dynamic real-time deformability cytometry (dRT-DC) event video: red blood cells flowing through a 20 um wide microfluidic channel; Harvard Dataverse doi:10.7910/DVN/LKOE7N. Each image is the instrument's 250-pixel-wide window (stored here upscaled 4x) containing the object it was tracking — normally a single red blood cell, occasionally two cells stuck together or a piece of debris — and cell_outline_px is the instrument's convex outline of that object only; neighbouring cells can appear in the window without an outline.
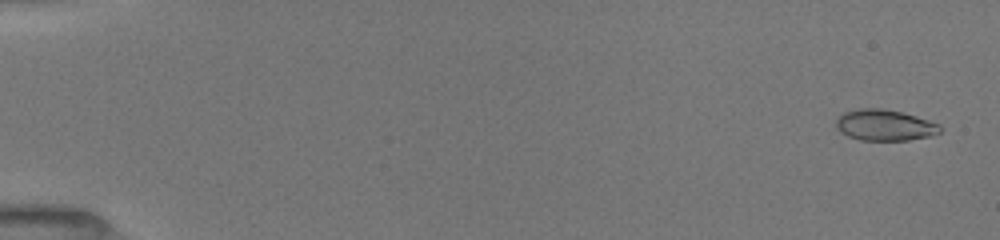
{"species": "common noctule bat (a hibernating species)", "species_latin": "Nyctalus noctula", "temperature_condition": "room temperature", "stored_images_in_passage": 52, "camera_frame_rate_fps": 3000, "um_per_image_px": 0.085, "animal": {"sex": "female", "body_mass_g": 19.5, "forearm_length_mm": 54.1}, "frame": {"image": 1, "passage_image": 2, "time_ms": 0.333, "image_size_px": [1000, 240], "cell_outline_px": [[940, 132], [928, 136], [908, 140], [860, 140], [848, 136], [840, 132], [836, 124], [836, 120], [844, 112], [860, 108], [880, 108], [900, 112], [928, 120], [940, 124]], "centroid_in_image_um": [75.17, 10.64], "position_along_channel_um": 9.8, "area_um2": 18.55}}
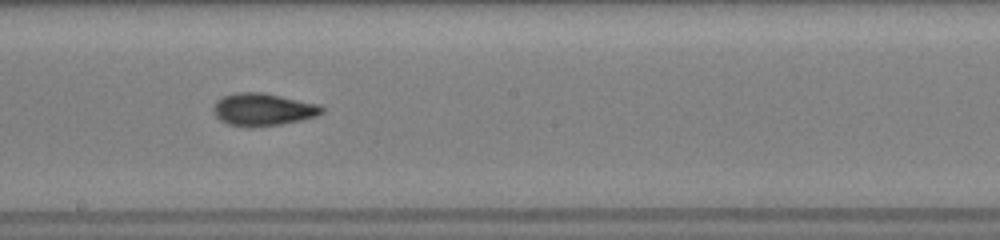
{"frame": {"image": 2, "passage_image": 30, "time_ms": 9.667, "image_size_px": [1000, 240], "cell_outline_px": [[324, 112], [316, 116], [300, 120], [280, 124], [248, 128], [228, 124], [220, 120], [212, 112], [212, 108], [216, 100], [224, 96], [236, 92], [264, 92], [320, 104], [324, 108]], "centroid_in_image_um": [22.34, 9.3], "position_along_channel_um": 225.9, "area_um2": 20.81}}
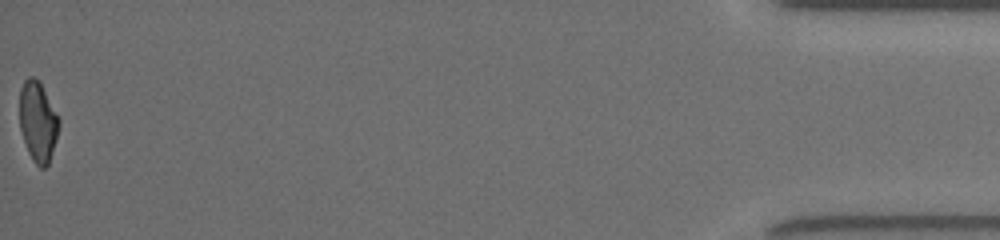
{"frame": {"image": 3, "passage_image": 52, "time_ms": 17.0, "image_size_px": [1000, 240], "cell_outline_px": [[60, 124], [56, 140], [48, 164], [44, 168], [40, 168], [32, 160], [28, 152], [20, 128], [20, 88], [24, 80], [28, 76], [32, 76], [40, 80], [60, 120]], "centroid_in_image_um": [3.22, 10.31], "position_along_channel_um": 432.0, "area_um2": 18.5}, "authors_computed_cell_mechanics": {"area_um2": 18.9584, "velocity_mm_per_s": 4.0283, "shape_relaxation_time_tau1_ms": 6.4892, "shape_relaxation_time_tau2_ms": 1.6163, "deformation_change_tau1": 0.1844, "deformation_change_tau2": 0.0702}}